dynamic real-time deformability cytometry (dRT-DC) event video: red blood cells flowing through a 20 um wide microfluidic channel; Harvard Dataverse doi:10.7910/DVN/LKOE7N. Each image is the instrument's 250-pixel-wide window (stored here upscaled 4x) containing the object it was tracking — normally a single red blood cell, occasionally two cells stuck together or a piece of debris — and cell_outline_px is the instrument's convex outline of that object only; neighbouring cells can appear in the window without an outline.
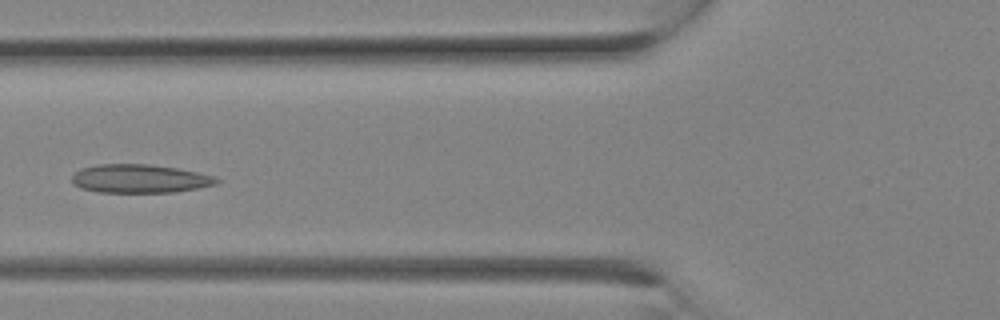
{"species": "Egyptian fruit bat (a non-hibernating species)", "species_latin": "Rousettus aegyptiacus", "temperature_condition": "room temperature", "stored_images_in_passage": 11, "camera_frame_rate_fps": 3000, "um_per_image_px": 0.085, "animal": {"sex": "female"}, "frame": {"image": 1, "passage_image": 10, "time_ms": 3.0, "image_size_px": [1000, 320], "cell_outline_px": [[220, 180], [216, 184], [176, 192], [96, 192], [72, 184], [72, 176], [80, 168], [100, 164], [148, 164], [176, 168], [196, 172], [212, 176]], "centroid_in_image_um": [11.84, 15.18], "position_along_channel_um": 114.0, "area_um2": 23.81}}